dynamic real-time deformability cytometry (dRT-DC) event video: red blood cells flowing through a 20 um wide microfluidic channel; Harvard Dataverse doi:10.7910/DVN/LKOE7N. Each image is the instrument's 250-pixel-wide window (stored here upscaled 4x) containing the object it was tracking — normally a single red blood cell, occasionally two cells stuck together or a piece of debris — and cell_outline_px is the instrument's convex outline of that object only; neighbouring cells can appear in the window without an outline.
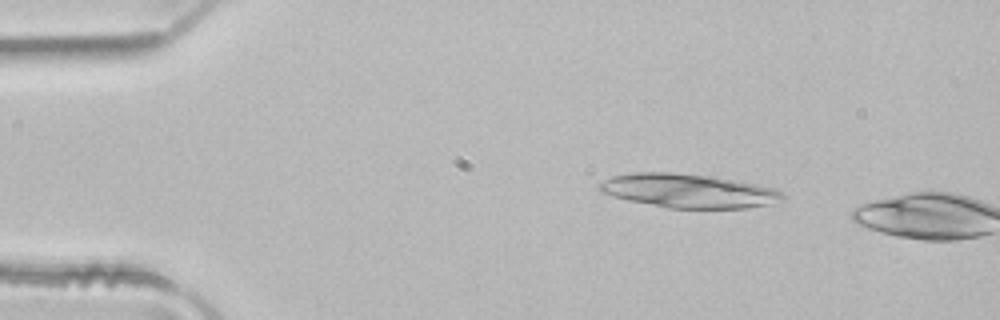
{"species": "common noctule bat (a hibernating species)", "species_latin": "Nyctalus noctula", "temperature_condition": "room temperature", "stored_images_in_passage": 2, "camera_frame_rate_fps": 3000, "um_per_image_px": 0.085, "animal": {"sex": "male", "body_mass_g": 21.5, "forearm_length_mm": 52.0}, "frame": {"image": 1, "passage_image": 1, "time_ms": 0.0, "image_size_px": [1000, 320], "cell_outline_px": [[784, 200], [768, 204], [748, 208], [668, 208], [628, 200], [600, 192], [596, 184], [612, 176], [636, 172], [672, 172], [712, 176], [756, 184], [776, 188], [784, 192]], "centroid_in_image_um": [58.53, 16.22], "position_along_channel_um": 26.5, "area_um2": 36.3}}